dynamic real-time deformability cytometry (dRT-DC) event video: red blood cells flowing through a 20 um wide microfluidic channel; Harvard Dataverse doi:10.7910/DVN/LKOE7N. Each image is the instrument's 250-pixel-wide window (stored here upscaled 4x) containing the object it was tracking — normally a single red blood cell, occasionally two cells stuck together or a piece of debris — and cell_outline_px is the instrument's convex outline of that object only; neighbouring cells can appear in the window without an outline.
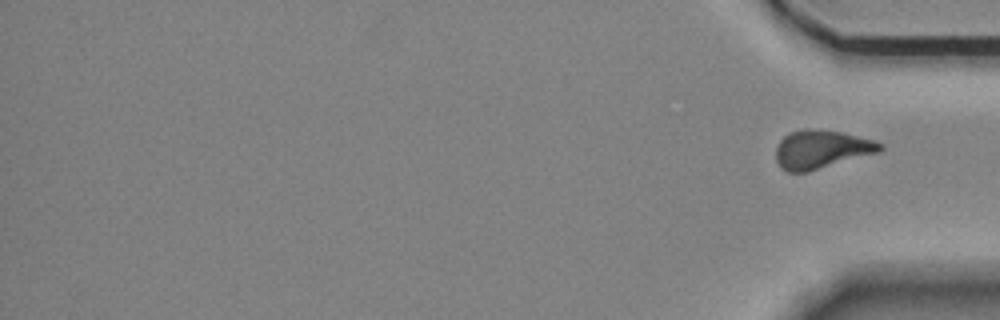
{"species": "Egyptian fruit bat (a non-hibernating species)", "species_latin": "Rousettus aegyptiacus", "temperature_condition": "room temperature", "stored_images_in_passage": 16, "camera_frame_rate_fps": 3000, "um_per_image_px": 0.085, "animal": {"sex": "female"}, "frame": {"image": 1, "passage_image": 16, "time_ms": 5.0, "image_size_px": [1000, 320], "cell_outline_px": [[884, 148], [880, 152], [808, 172], [788, 172], [780, 168], [776, 160], [776, 148], [780, 140], [788, 132], [804, 128], [808, 128], [840, 132], [876, 140], [884, 144]], "centroid_in_image_um": [69.83, 12.69], "position_along_channel_um": 365.4, "area_um2": 23.64}}